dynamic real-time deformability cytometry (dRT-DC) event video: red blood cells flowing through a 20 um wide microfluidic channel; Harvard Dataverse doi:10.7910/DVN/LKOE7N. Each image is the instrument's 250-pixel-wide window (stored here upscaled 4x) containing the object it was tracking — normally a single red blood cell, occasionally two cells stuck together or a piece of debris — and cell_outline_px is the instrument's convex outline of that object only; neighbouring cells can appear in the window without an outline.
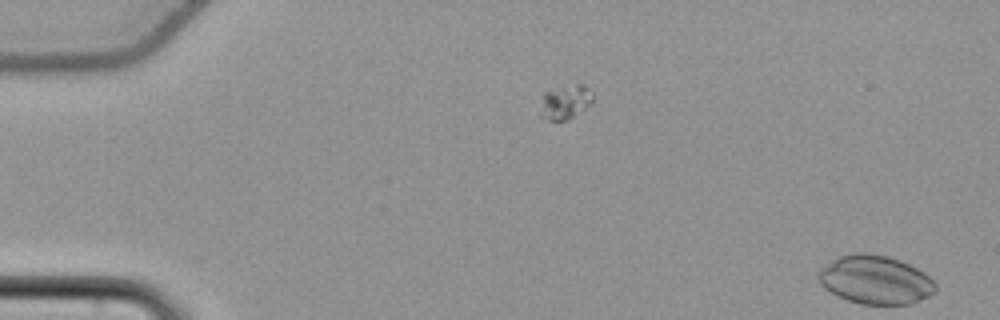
{"species": "common noctule bat (a hibernating species)", "species_latin": "Nyctalus noctula", "temperature_condition": "cold", "stored_images_in_passage": 12, "segment_of_instrument_passage": [2, 2], "camera_frame_rate_fps": 3000, "um_per_image_px": 0.085, "animal": {"sex": "female", "body_mass_g": 22.7, "forearm_length_mm": 54.2}, "frame": {"image": 1, "passage_image": 12, "time_ms": 3.667, "image_size_px": [1000, 320], "cell_outline_px": [[936, 292], [912, 304], [860, 304], [836, 296], [824, 288], [820, 284], [816, 276], [816, 272], [820, 268], [832, 260], [840, 256], [852, 252], [864, 252], [888, 256], [900, 260], [924, 272], [936, 284]], "centroid_in_image_um": [74.36, 23.78], "position_along_channel_um": 10.6, "area_um2": 33.47}}